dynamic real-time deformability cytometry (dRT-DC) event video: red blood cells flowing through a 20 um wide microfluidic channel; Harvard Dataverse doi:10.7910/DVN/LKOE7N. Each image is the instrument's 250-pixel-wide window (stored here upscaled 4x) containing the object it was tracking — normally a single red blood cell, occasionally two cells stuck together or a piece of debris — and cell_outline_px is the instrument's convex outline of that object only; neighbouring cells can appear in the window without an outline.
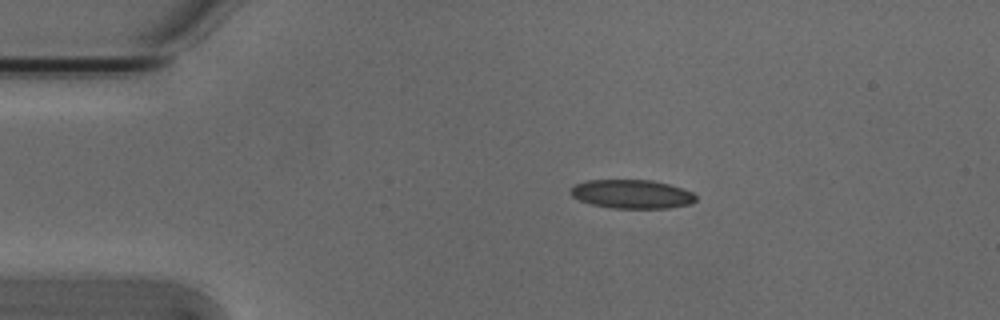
{"species": "Egyptian fruit bat (a non-hibernating species)", "species_latin": "Rousettus aegyptiacus", "temperature_condition": "cold", "stored_images_in_passage": 3, "camera_frame_rate_fps": 3000, "um_per_image_px": 0.085, "animal": {"sex": "male"}, "frame": {"image": 1, "passage_image": 1, "time_ms": 0.0, "image_size_px": [1000, 320], "cell_outline_px": [[696, 200], [692, 204], [668, 208], [616, 208], [592, 204], [580, 200], [572, 196], [568, 192], [572, 184], [584, 180], [652, 180], [668, 184], [692, 192], [696, 196]], "centroid_in_image_um": [53.67, 16.49], "position_along_channel_um": 31.3, "area_um2": 21.1}}
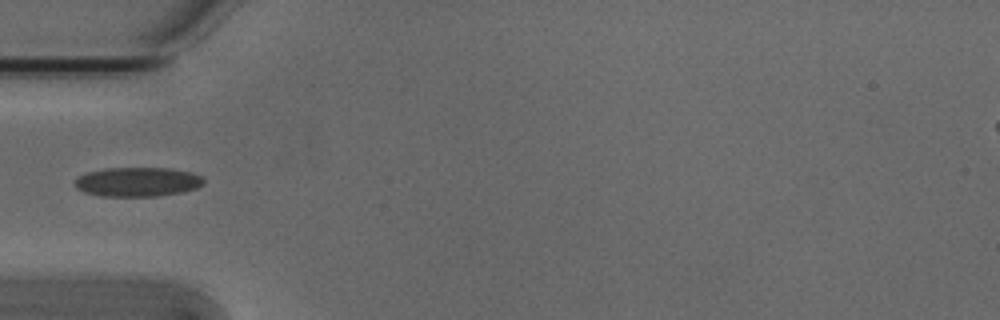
{"frame": {"image": 2, "passage_image": 3, "time_ms": 0.667, "image_size_px": [1000, 320], "cell_outline_px": [[204, 184], [196, 188], [180, 192], [156, 196], [100, 196], [84, 192], [76, 188], [76, 180], [80, 176], [88, 172], [104, 168], [172, 168], [192, 172], [204, 176]], "centroid_in_image_um": [11.74, 15.45], "position_along_channel_um": 73.3, "area_um2": 22.02}}